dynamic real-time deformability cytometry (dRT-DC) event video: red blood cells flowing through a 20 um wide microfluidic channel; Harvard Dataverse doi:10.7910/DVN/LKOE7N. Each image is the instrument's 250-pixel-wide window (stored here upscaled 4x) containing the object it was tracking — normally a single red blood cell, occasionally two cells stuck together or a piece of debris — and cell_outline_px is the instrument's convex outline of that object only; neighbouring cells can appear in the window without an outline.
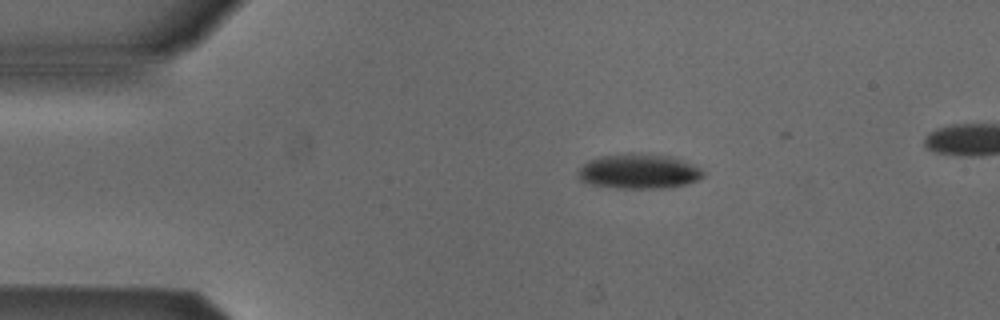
{"species": "Egyptian fruit bat (a non-hibernating species)", "species_latin": "Rousettus aegyptiacus", "temperature_condition": "cold", "stored_images_in_passage": 42, "camera_frame_rate_fps": 3000, "um_per_image_px": 0.085, "animal": {"sex": "male"}, "frame": {"image": 1, "passage_image": 1, "time_ms": 0.0, "image_size_px": [1000, 320], "cell_outline_px": [[704, 176], [696, 180], [684, 184], [660, 188], [620, 188], [592, 184], [580, 180], [576, 176], [576, 172], [588, 160], [600, 156], [624, 152], [640, 152], [668, 156], [692, 164], [704, 172]], "centroid_in_image_um": [54.23, 14.54], "position_along_channel_um": 30.8, "area_um2": 25.37}}
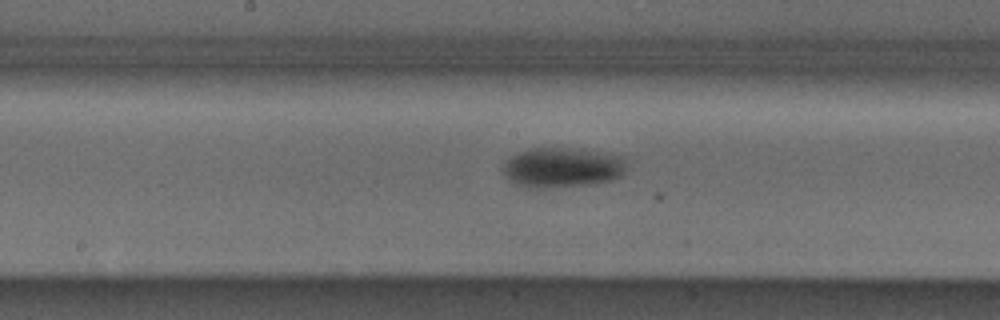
{"frame": {"image": 2, "passage_image": 18, "time_ms": 5.667, "image_size_px": [1000, 320], "cell_outline_px": [[624, 172], [620, 176], [612, 180], [592, 184], [536, 188], [528, 188], [516, 184], [504, 172], [504, 164], [512, 156], [520, 152], [532, 148], [560, 148], [624, 156]], "centroid_in_image_um": [47.79, 14.25], "position_along_channel_um": 200.4, "area_um2": 27.92}}
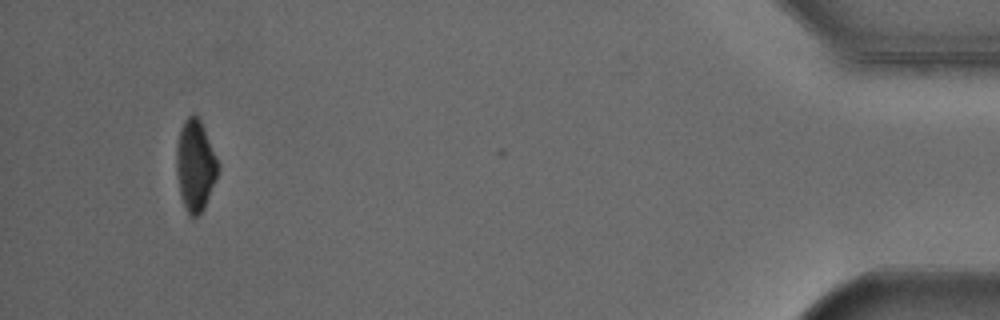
{"frame": {"image": 3, "passage_image": 41, "time_ms": 13.333, "image_size_px": [1000, 320], "cell_outline_px": [[220, 168], [204, 208], [196, 216], [188, 216], [180, 196], [176, 172], [176, 148], [180, 128], [184, 120], [188, 116], [196, 116], [200, 120], [204, 128], [220, 164]], "centroid_in_image_um": [16.59, 14.07], "position_along_channel_um": 418.6, "area_um2": 22.14}}